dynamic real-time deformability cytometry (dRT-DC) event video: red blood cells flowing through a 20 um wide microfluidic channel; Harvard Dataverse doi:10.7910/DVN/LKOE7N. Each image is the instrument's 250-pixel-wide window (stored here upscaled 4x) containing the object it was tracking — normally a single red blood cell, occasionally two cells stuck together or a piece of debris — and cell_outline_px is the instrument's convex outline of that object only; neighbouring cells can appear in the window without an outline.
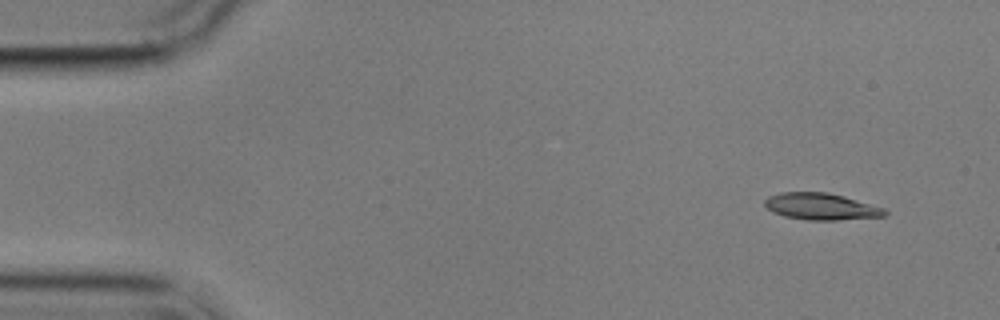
{"species": "common noctule bat (a hibernating species)", "species_latin": "Nyctalus noctula", "temperature_condition": "cold", "stored_images_in_passage": 5, "camera_frame_rate_fps": 3000, "um_per_image_px": 0.085, "animal": {"sex": "male", "body_mass_g": 17.9}, "frame": {"image": 1, "passage_image": 2, "time_ms": 1.333, "image_size_px": [1000, 320], "cell_outline_px": [[888, 212], [884, 216], [836, 220], [808, 220], [784, 216], [772, 212], [764, 204], [764, 200], [768, 196], [780, 192], [828, 192], [844, 196], [884, 208]], "centroid_in_image_um": [69.77, 17.55], "position_along_channel_um": 15.2, "area_um2": 18.67}}